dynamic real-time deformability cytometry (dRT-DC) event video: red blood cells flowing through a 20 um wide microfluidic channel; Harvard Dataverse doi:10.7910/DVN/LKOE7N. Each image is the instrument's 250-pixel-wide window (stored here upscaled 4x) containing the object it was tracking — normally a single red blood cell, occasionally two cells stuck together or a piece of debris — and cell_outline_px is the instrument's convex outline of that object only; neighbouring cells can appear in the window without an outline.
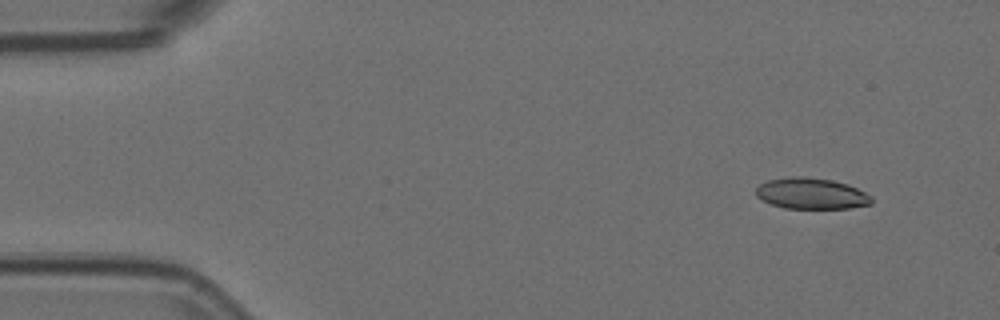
{"species": "Egyptian fruit bat (a non-hibernating species)", "species_latin": "Rousettus aegyptiacus", "temperature_condition": "room temperature", "stored_images_in_passage": 5, "camera_frame_rate_fps": 3000, "um_per_image_px": 0.085, "animal": {"sex": "female"}, "frame": {"image": 1, "passage_image": 2, "time_ms": 0.333, "image_size_px": [1000, 320], "cell_outline_px": [[872, 204], [848, 208], [784, 208], [772, 204], [756, 196], [756, 188], [760, 184], [768, 180], [792, 176], [804, 176], [832, 180], [848, 184], [872, 196]], "centroid_in_image_um": [68.97, 16.44], "position_along_channel_um": 16.0, "area_um2": 20.87}}
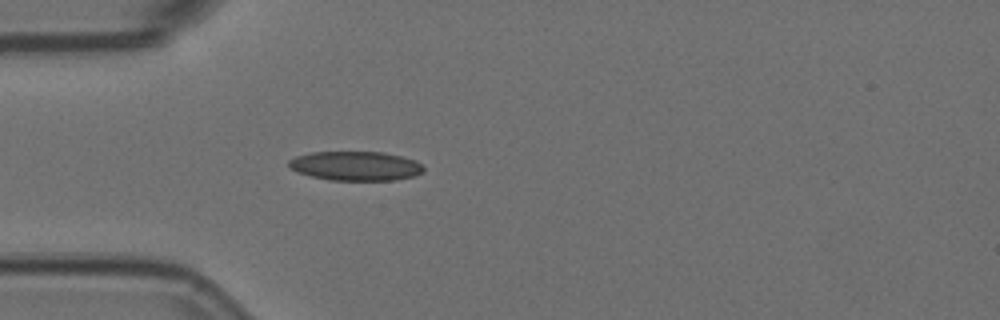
{"frame": {"image": 2, "passage_image": 5, "time_ms": 1.333, "image_size_px": [1000, 320], "cell_outline_px": [[424, 172], [416, 176], [392, 180], [328, 180], [296, 172], [288, 164], [288, 160], [296, 156], [312, 152], [384, 152], [416, 160], [424, 164]], "centroid_in_image_um": [30.27, 14.1], "position_along_channel_um": 54.7, "area_um2": 23.12}}